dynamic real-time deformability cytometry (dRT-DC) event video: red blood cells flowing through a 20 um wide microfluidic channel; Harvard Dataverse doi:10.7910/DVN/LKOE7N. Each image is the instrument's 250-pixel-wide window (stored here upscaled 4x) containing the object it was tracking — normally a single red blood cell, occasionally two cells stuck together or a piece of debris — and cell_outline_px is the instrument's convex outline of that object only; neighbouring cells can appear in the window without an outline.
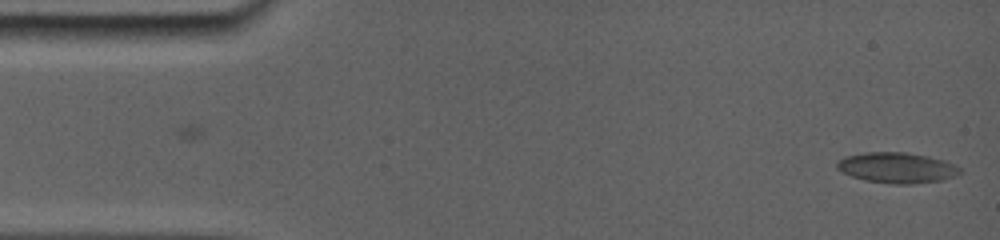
{"species": "common noctule bat (a hibernating species)", "species_latin": "Nyctalus noctula", "temperature_condition": "room temperature", "stored_images_in_passage": 2, "camera_frame_rate_fps": 5000, "um_per_image_px": 0.085, "animal": {"sex": "female", "body_mass_g": 19.0, "forearm_length_mm": 56.7}, "frame": {"image": 1, "passage_image": 2, "time_ms": 1.2, "image_size_px": [1000, 240], "cell_outline_px": [[960, 172], [940, 180], [904, 184], [900, 184], [868, 180], [852, 176], [844, 172], [840, 168], [840, 160], [852, 156], [884, 152], [888, 152], [920, 156], [936, 160], [956, 168]], "centroid_in_image_um": [76.18, 14.29], "position_along_channel_um": 8.8, "area_um2": 19.54}}